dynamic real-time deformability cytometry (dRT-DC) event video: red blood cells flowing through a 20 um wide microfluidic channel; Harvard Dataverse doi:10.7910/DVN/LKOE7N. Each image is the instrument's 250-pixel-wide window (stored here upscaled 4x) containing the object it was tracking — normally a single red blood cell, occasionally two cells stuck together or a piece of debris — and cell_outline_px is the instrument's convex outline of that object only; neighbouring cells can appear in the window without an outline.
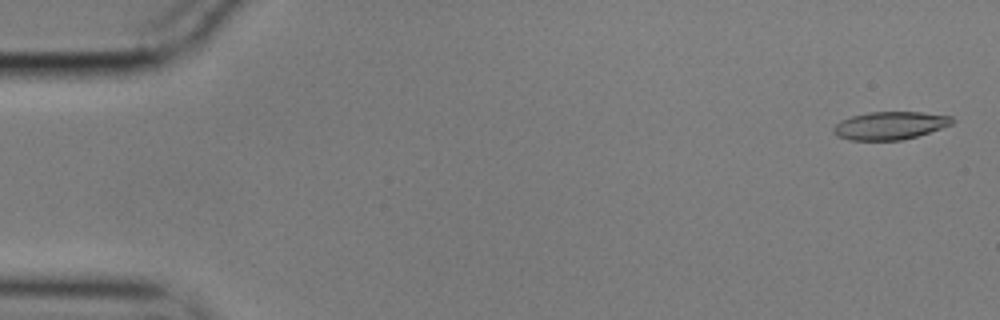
{"species": "common noctule bat (a hibernating species)", "species_latin": "Nyctalus noctula", "temperature_condition": "cold", "stored_images_in_passage": 56, "camera_frame_rate_fps": 3000, "um_per_image_px": 0.085, "animal": {"sex": "male", "body_mass_g": 17.9}, "frame": {"image": 1, "passage_image": 2, "time_ms": 0.333, "image_size_px": [1000, 320], "cell_outline_px": [[956, 120], [952, 124], [916, 136], [900, 140], [848, 140], [836, 136], [832, 132], [832, 128], [840, 120], [852, 116], [868, 112], [920, 112], [952, 116]], "centroid_in_image_um": [75.61, 10.67], "position_along_channel_um": 9.4, "area_um2": 19.31}}
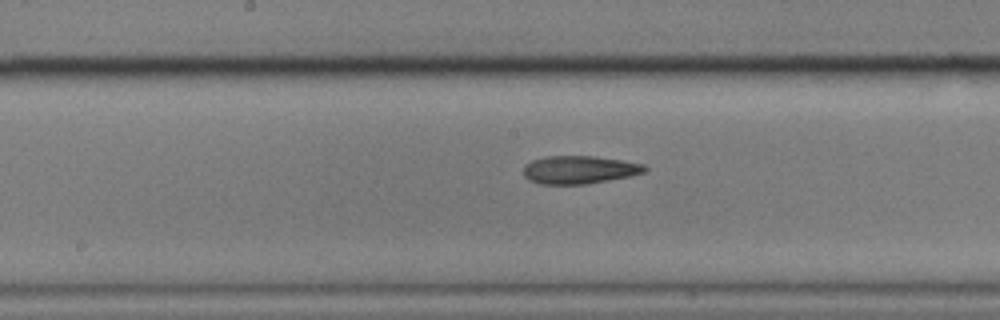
{"frame": {"image": 2, "passage_image": 29, "time_ms": 9.333, "image_size_px": [1000, 320], "cell_outline_px": [[648, 168], [644, 172], [632, 176], [588, 184], [540, 184], [528, 180], [524, 176], [524, 164], [532, 160], [544, 156], [596, 156], [644, 164]], "centroid_in_image_um": [49.23, 14.43], "position_along_channel_um": 199.0, "area_um2": 20.0}}
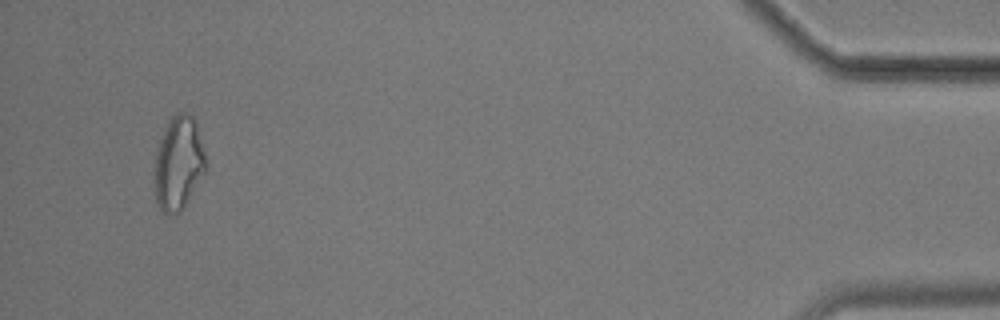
{"frame": {"image": 3, "passage_image": 54, "time_ms": 17.667, "image_size_px": [1000, 320], "cell_outline_px": [[208, 164], [204, 172], [184, 208], [176, 216], [168, 216], [156, 204], [156, 148], [168, 120], [176, 112], [188, 112], [196, 120]], "centroid_in_image_um": [15.2, 13.86], "position_along_channel_um": 420.0, "area_um2": 28.21}, "authors_computed_cell_mechanics": {"area_um2": 20.1722, "velocity_mm_per_s": 3.5398, "shape_relaxation_time_tau1_ms": 6.5555, "shape_relaxation_time_tau2_ms": 3.3739, "deformation_change_tau1": 0.1942, "deformation_change_tau2": 0.1267}}